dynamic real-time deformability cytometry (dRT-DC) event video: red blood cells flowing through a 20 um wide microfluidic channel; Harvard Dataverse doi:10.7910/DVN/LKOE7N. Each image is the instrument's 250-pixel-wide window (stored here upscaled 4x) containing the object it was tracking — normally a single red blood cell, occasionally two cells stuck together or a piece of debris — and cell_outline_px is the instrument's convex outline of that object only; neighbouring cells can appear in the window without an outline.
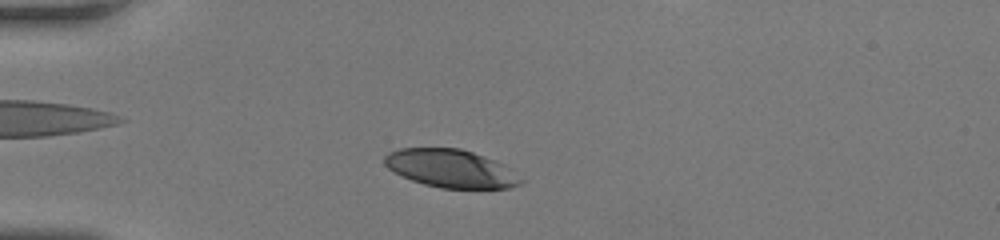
{"species": "human", "species_latin": "Homo sapiens", "temperature_condition": "room temperature", "stored_images_in_passage": 44, "camera_frame_rate_fps": 3000, "um_per_image_px": 0.085, "donor": {"sex": "female"}, "frame": {"image": 1, "passage_image": 7, "time_ms": 2.0, "image_size_px": [1000, 240], "cell_outline_px": [[524, 180], [520, 184], [508, 188], [440, 188], [424, 184], [412, 180], [388, 168], [384, 164], [384, 156], [388, 152], [400, 148], [460, 148], [484, 156], [504, 164]], "centroid_in_image_um": [38.32, 14.32], "position_along_channel_um": 46.7, "area_um2": 30.06}}
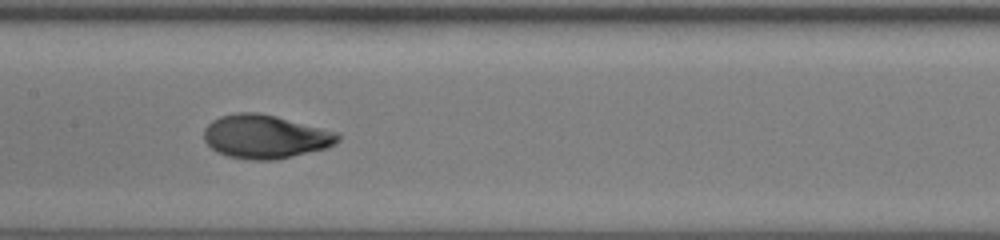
{"frame": {"image": 2, "passage_image": 19, "time_ms": 6.0, "image_size_px": [1000, 240], "cell_outline_px": [[340, 140], [336, 144], [324, 148], [276, 160], [252, 160], [228, 156], [216, 152], [204, 140], [204, 128], [212, 120], [220, 116], [236, 112], [256, 112], [276, 116], [340, 132]], "centroid_in_image_um": [22.55, 11.6], "position_along_channel_um": 184.8, "area_um2": 34.16}}
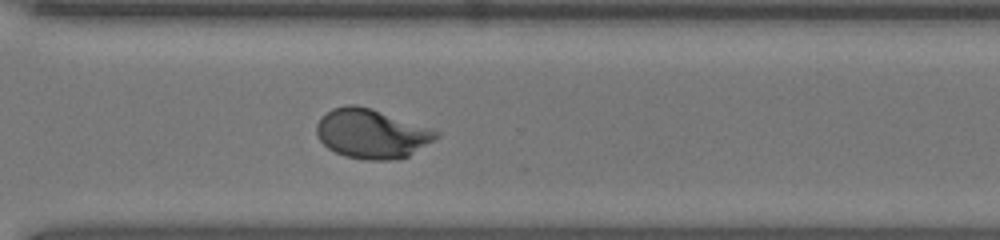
{"frame": {"image": 3, "passage_image": 30, "time_ms": 9.667, "image_size_px": [1000, 240], "cell_outline_px": [[440, 136], [408, 156], [396, 160], [364, 160], [344, 156], [328, 148], [320, 140], [316, 132], [316, 124], [320, 116], [332, 108], [348, 104], [356, 104], [372, 108], [440, 132]], "centroid_in_image_um": [31.55, 11.36], "position_along_channel_um": 339.1, "area_um2": 34.45}, "authors_computed_cell_mechanics": {"area_um2": 32.946, "velocity_mm_per_s": 4.2049, "shape_relaxation_time_tau1_ms": 3.7593, "shape_relaxation_time_tau2_ms": null, "deformation_change_tau1": 0.1962, "deformation_change_tau2": null}}